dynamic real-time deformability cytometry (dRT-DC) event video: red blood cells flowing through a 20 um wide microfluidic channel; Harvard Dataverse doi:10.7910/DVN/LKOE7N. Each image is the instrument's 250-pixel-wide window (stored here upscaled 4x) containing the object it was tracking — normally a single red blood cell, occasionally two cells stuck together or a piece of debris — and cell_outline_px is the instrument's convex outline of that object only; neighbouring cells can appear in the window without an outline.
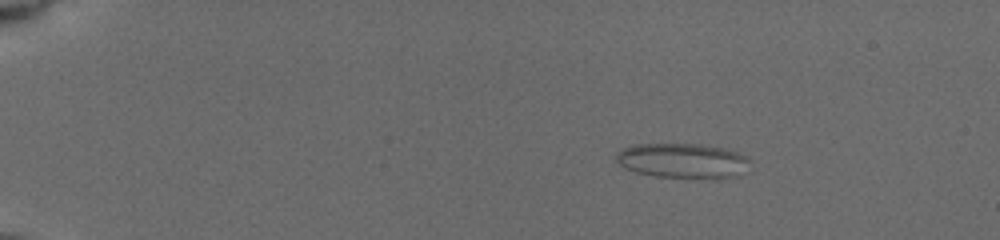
{"species": "common noctule bat (a hibernating species)", "species_latin": "Nyctalus noctula", "temperature_condition": "cold", "stored_images_in_passage": 39, "camera_frame_rate_fps": 3000, "um_per_image_px": 0.085, "animal": {"sex": "female", "body_mass_g": 19.5, "forearm_length_mm": 54.1}, "frame": {"image": 1, "passage_image": 6, "time_ms": 2.333, "image_size_px": [1000, 240], "cell_outline_px": [[752, 160], [736, 176], [656, 176], [636, 172], [624, 168], [616, 160], [616, 152], [624, 148], [636, 144], [704, 144], [724, 148], [736, 152]], "centroid_in_image_um": [57.95, 13.61], "position_along_channel_um": 27.1, "area_um2": 26.3}}
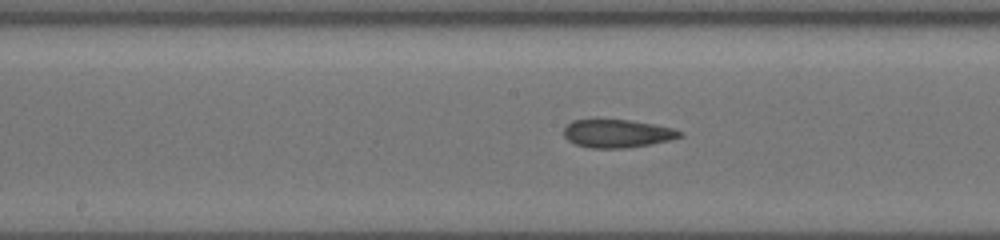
{"frame": {"image": 2, "passage_image": 22, "time_ms": 9.333, "image_size_px": [1000, 240], "cell_outline_px": [[684, 136], [652, 144], [628, 148], [588, 148], [576, 144], [568, 140], [564, 136], [564, 128], [572, 120], [628, 120], [652, 124], [672, 128], [684, 132]], "centroid_in_image_um": [52.48, 11.36], "position_along_channel_um": 195.7, "area_um2": 18.96}}
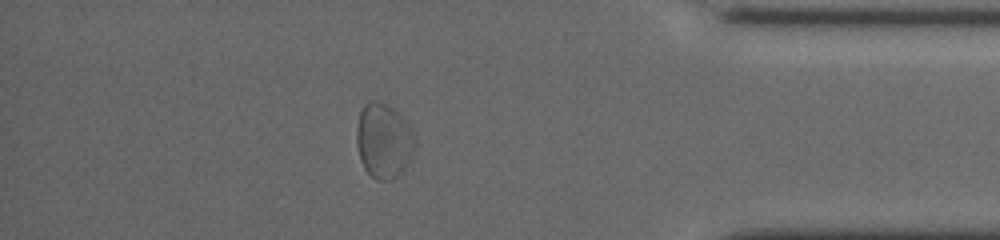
{"frame": {"image": 3, "passage_image": 35, "time_ms": 15.333, "image_size_px": [1000, 240], "cell_outline_px": [[416, 148], [408, 164], [392, 180], [376, 180], [364, 168], [360, 160], [356, 144], [356, 128], [360, 112], [364, 104], [372, 100], [380, 100], [396, 112], [404, 120], [416, 140]], "centroid_in_image_um": [32.59, 11.98], "position_along_channel_um": 402.6, "area_um2": 25.43}, "authors_computed_cell_mechanics": {"area_um2": 21.8484, "velocity_mm_per_s": 3.874, "shape_relaxation_time_tau1_ms": null, "shape_relaxation_time_tau2_ms": 2.9117, "deformation_change_tau1": null, "deformation_change_tau2": 0.0648}}